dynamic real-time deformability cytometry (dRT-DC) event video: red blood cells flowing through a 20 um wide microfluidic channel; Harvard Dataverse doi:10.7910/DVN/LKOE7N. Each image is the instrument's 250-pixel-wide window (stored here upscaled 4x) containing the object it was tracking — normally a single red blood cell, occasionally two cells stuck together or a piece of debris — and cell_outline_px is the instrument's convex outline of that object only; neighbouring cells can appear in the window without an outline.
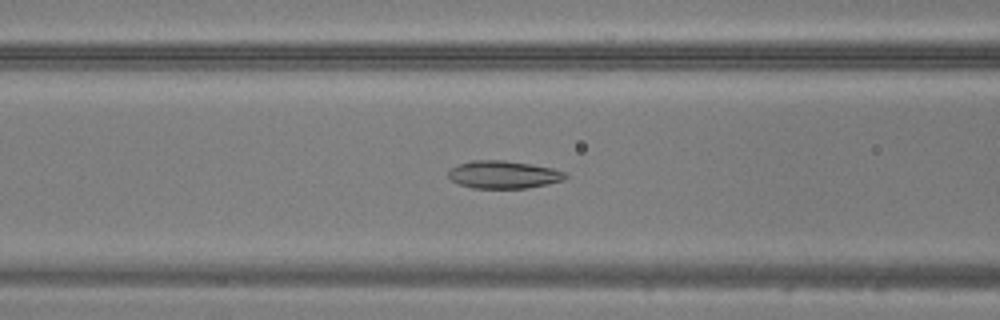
{"species": "common noctule bat (a hibernating species)", "species_latin": "Nyctalus noctula", "temperature_condition": "warm", "stored_images_in_passage": 38, "camera_frame_rate_fps": 3000, "um_per_image_px": 0.085, "animal": {"sex": "male", "body_mass_g": 20.5, "forearm_length_mm": 52.5}, "frame": {"image": 1, "passage_image": 19, "time_ms": 6.0, "image_size_px": [1000, 320], "cell_outline_px": [[568, 176], [564, 180], [548, 184], [528, 188], [472, 188], [460, 184], [452, 180], [448, 176], [448, 172], [452, 168], [460, 164], [472, 160], [504, 160], [532, 164], [552, 168], [564, 172]], "centroid_in_image_um": [42.83, 14.84], "position_along_channel_um": 123.8, "area_um2": 18.84}}
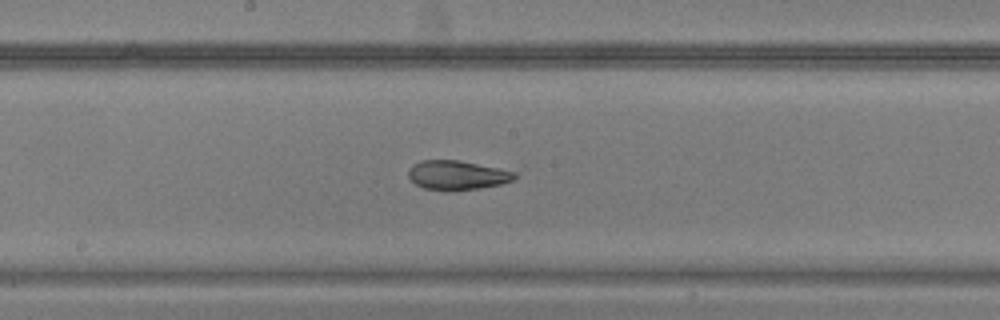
{"frame": {"image": 2, "passage_image": 25, "time_ms": 8.0, "image_size_px": [1000, 320], "cell_outline_px": [[516, 176], [512, 180], [500, 184], [480, 188], [448, 192], [444, 192], [424, 188], [416, 184], [408, 176], [408, 172], [412, 164], [420, 160], [456, 160], [516, 172]], "centroid_in_image_um": [38.8, 14.91], "position_along_channel_um": 209.4, "area_um2": 18.09}}
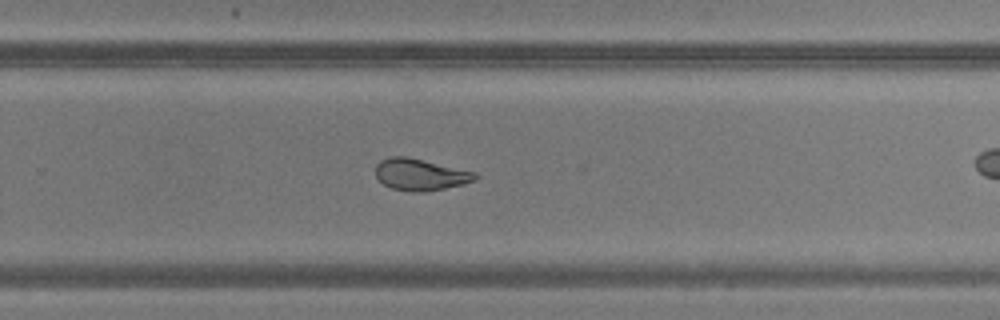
{"frame": {"image": 3, "passage_image": 31, "time_ms": 10.0, "image_size_px": [1000, 320], "cell_outline_px": [[480, 176], [476, 180], [464, 184], [444, 188], [416, 192], [408, 192], [392, 188], [384, 184], [376, 176], [376, 164], [380, 160], [388, 156], [408, 156], [476, 172]], "centroid_in_image_um": [35.74, 14.82], "position_along_channel_um": 294.1, "area_um2": 18.5}}